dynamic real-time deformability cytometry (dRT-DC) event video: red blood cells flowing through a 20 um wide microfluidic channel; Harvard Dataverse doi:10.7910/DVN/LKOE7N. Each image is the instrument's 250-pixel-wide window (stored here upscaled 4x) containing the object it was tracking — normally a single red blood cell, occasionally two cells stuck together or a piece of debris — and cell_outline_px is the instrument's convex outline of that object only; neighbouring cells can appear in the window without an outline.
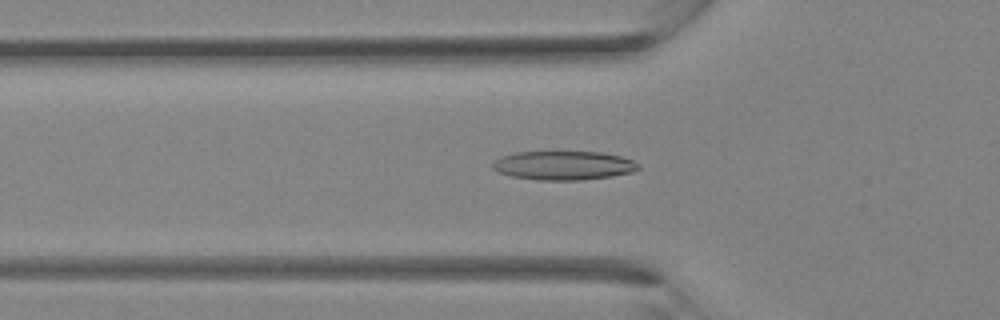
{"species": "Egyptian fruit bat (a non-hibernating species)", "species_latin": "Rousettus aegyptiacus", "temperature_condition": "room temperature", "stored_images_in_passage": 34, "camera_frame_rate_fps": 3000, "um_per_image_px": 0.085, "animal": {"sex": "female"}, "frame": {"image": 1, "passage_image": 11, "time_ms": 3.333, "image_size_px": [1000, 320], "cell_outline_px": [[640, 168], [632, 172], [612, 176], [580, 180], [536, 180], [512, 176], [500, 172], [492, 168], [492, 164], [496, 160], [504, 156], [516, 152], [600, 152], [620, 156], [632, 160], [640, 164]], "centroid_in_image_um": [47.93, 14.07], "position_along_channel_um": 77.9, "area_um2": 24.39}}
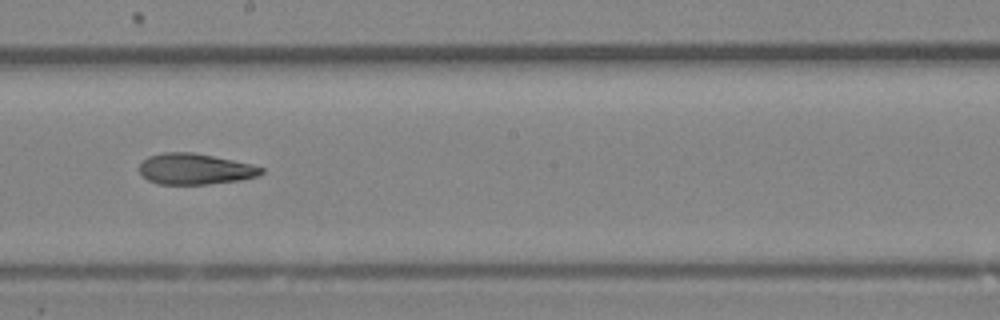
{"frame": {"image": 2, "passage_image": 19, "time_ms": 6.0, "image_size_px": [1000, 320], "cell_outline_px": [[264, 172], [256, 176], [240, 180], [208, 184], [156, 184], [148, 180], [140, 172], [140, 164], [148, 156], [164, 152], [192, 152], [252, 164], [264, 168]], "centroid_in_image_um": [16.57, 14.36], "position_along_channel_um": 231.6, "area_um2": 21.85}}
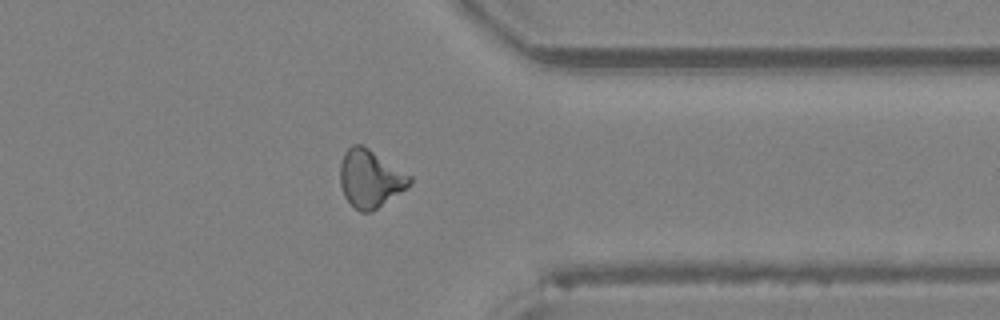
{"frame": {"image": 3, "passage_image": 27, "time_ms": 8.667, "image_size_px": [1000, 320], "cell_outline_px": [[412, 184], [372, 212], [360, 212], [344, 196], [340, 184], [340, 164], [344, 152], [352, 144], [360, 144], [368, 148], [412, 176]], "centroid_in_image_um": [31.46, 15.18], "position_along_channel_um": 379.9, "area_um2": 23.29}}